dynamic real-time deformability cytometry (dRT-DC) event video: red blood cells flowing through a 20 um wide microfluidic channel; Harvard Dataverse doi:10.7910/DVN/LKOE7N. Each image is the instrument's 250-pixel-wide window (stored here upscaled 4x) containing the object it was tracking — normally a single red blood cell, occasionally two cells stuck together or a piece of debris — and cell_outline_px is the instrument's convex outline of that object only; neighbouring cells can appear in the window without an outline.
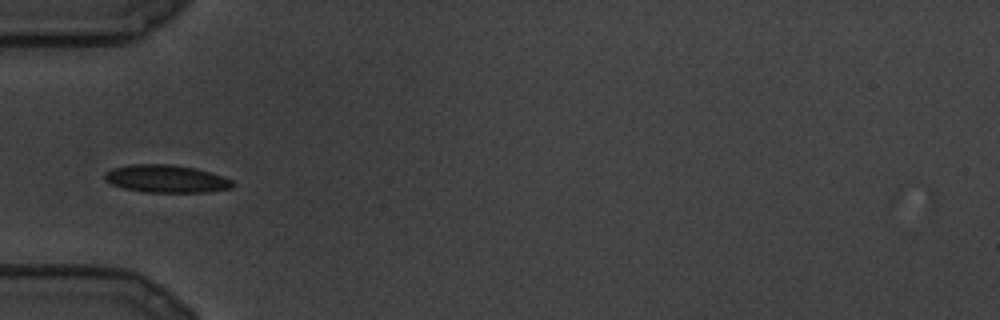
{"species": "common noctule bat (a hibernating species)", "species_latin": "Nyctalus noctula", "temperature_condition": "cold", "stored_images_in_passage": 19, "camera_frame_rate_fps": 3000, "um_per_image_px": 0.085, "animal": {"sex": "male", "body_mass_g": 19.5, "forearm_length_mm": 54.6}, "frame": {"image": 1, "passage_image": 1, "time_ms": 0.0, "image_size_px": [1000, 320], "cell_outline_px": [[236, 184], [232, 188], [208, 192], [144, 192], [124, 188], [112, 184], [104, 180], [104, 172], [112, 168], [128, 164], [172, 164], [196, 168], [212, 172], [224, 176], [232, 180]], "centroid_in_image_um": [14.15, 15.19], "position_along_channel_um": 70.9, "area_um2": 20.98}}
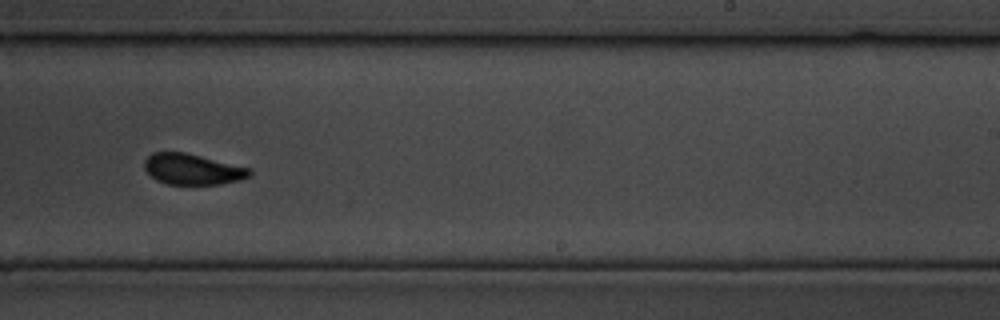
{"frame": {"image": 2, "passage_image": 9, "time_ms": 2.667, "image_size_px": [1000, 320], "cell_outline_px": [[252, 172], [248, 176], [240, 180], [220, 184], [168, 184], [156, 180], [144, 168], [144, 160], [152, 152], [184, 152], [252, 168]], "centroid_in_image_um": [16.36, 14.38], "position_along_channel_um": 272.6, "area_um2": 18.84}}
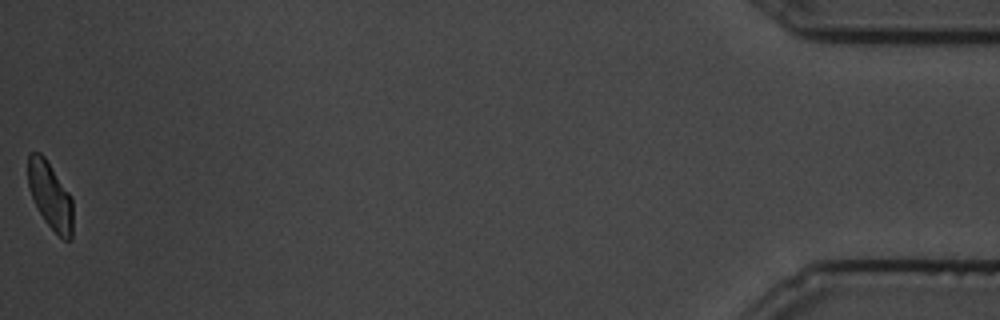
{"frame": {"image": 3, "passage_image": 19, "time_ms": 6.0, "image_size_px": [1000, 320], "cell_outline_px": [[72, 240], [64, 240], [44, 220], [32, 196], [28, 184], [28, 152], [40, 152], [44, 156], [72, 196]], "centroid_in_image_um": [4.28, 16.6], "position_along_channel_um": 430.9, "area_um2": 17.4}}